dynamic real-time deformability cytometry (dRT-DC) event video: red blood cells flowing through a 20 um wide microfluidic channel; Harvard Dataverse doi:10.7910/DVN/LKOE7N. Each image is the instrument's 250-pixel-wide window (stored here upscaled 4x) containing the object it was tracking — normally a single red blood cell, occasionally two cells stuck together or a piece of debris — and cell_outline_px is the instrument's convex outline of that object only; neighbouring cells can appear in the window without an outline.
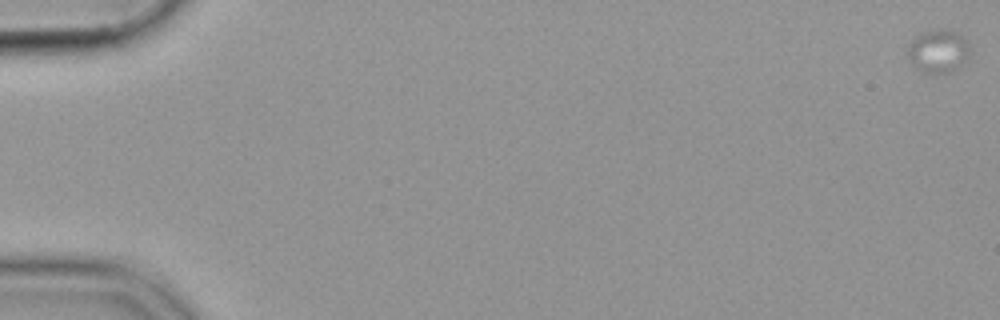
{"species": "common noctule bat (a hibernating species)", "species_latin": "Nyctalus noctula", "temperature_condition": "cold", "stored_images_in_passage": 32, "camera_frame_rate_fps": 3000, "um_per_image_px": 0.085, "animal": {"sex": "female", "body_mass_g": 19.9}, "frame": {"image": 1, "passage_image": 1, "time_ms": 0.0, "image_size_px": [1000, 320], "cell_outline_px": [[968, 52], [960, 64], [956, 68], [948, 72], [928, 76], [916, 68], [912, 64], [908, 56], [908, 44], [916, 36], [924, 32], [952, 32], [960, 36], [968, 44]], "centroid_in_image_um": [79.66, 4.43], "position_along_channel_um": 5.3, "area_um2": 14.85}}
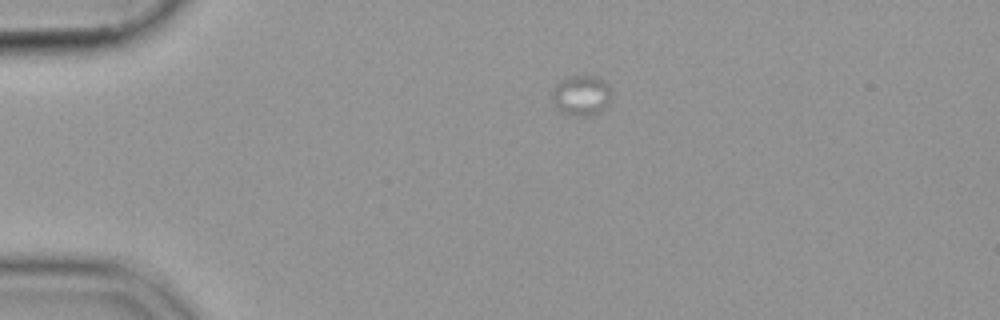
{"frame": {"image": 2, "passage_image": 15, "time_ms": 4.667, "image_size_px": [1000, 320], "cell_outline_px": [[612, 92], [608, 100], [596, 112], [584, 116], [576, 116], [564, 112], [556, 104], [552, 96], [552, 92], [556, 84], [560, 80], [568, 76], [596, 76], [604, 80], [608, 84]], "centroid_in_image_um": [49.4, 8.05], "position_along_channel_um": 35.6, "area_um2": 13.35}}
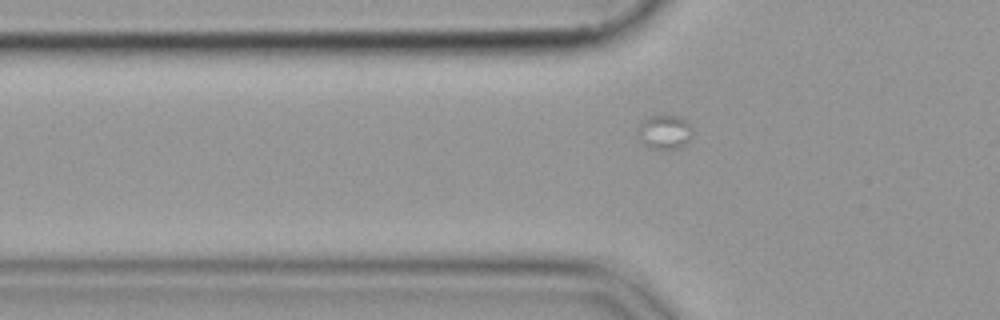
{"frame": {"image": 3, "passage_image": 22, "time_ms": 7.0, "image_size_px": [1000, 320], "cell_outline_px": [[692, 132], [688, 140], [680, 148], [648, 148], [640, 140], [636, 132], [636, 128], [640, 120], [648, 116], [680, 116], [692, 124]], "centroid_in_image_um": [56.44, 11.19], "position_along_channel_um": 69.4, "area_um2": 11.1}}